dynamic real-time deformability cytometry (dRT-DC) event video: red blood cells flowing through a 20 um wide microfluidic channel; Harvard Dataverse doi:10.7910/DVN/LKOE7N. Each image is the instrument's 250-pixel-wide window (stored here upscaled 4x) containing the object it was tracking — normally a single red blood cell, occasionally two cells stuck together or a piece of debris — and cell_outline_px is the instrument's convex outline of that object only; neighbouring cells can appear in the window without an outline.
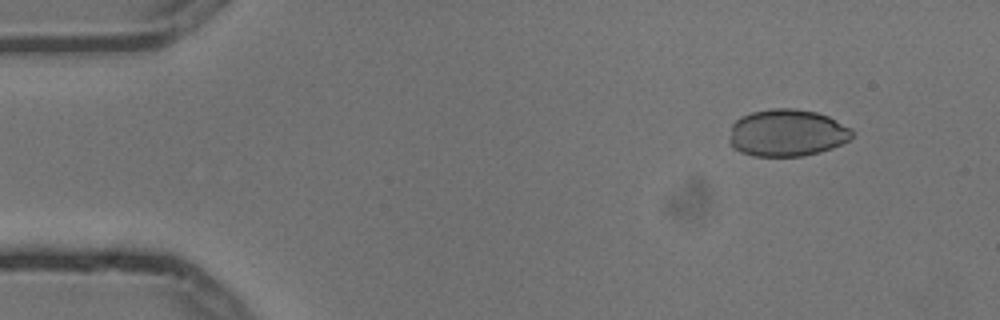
{"species": "common noctule bat (a hibernating species)", "species_latin": "Nyctalus noctula", "temperature_condition": "cold", "stored_images_in_passage": 4, "camera_frame_rate_fps": 3000, "um_per_image_px": 0.085, "animal": {"sex": "male", "body_mass_g": 13.3}, "frame": {"image": 1, "passage_image": 1, "time_ms": 0.0, "image_size_px": [1000, 320], "cell_outline_px": [[852, 136], [848, 140], [832, 148], [820, 152], [800, 156], [752, 156], [740, 152], [732, 148], [728, 140], [732, 124], [740, 116], [752, 112], [772, 108], [792, 108], [816, 112], [828, 116], [852, 128]], "centroid_in_image_um": [66.86, 11.29], "position_along_channel_um": 18.1, "area_um2": 33.93}}